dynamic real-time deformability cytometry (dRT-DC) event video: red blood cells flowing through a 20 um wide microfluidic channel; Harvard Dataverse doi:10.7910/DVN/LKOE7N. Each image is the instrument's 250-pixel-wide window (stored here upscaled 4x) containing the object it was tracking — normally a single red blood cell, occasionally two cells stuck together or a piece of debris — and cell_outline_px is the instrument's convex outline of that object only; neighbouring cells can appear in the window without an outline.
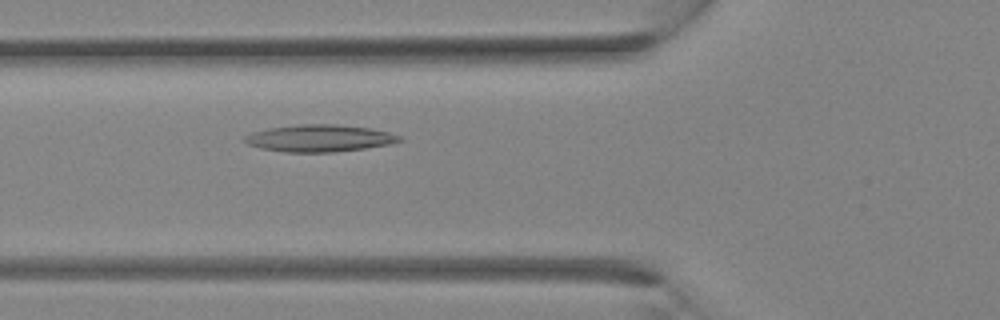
{"species": "Egyptian fruit bat (a non-hibernating species)", "species_latin": "Rousettus aegyptiacus", "temperature_condition": "room temperature", "stored_images_in_passage": 33, "camera_frame_rate_fps": 3000, "um_per_image_px": 0.085, "animal": {"sex": "female"}, "frame": {"image": 1, "passage_image": 12, "time_ms": 3.667, "image_size_px": [1000, 320], "cell_outline_px": [[404, 140], [388, 144], [364, 148], [332, 152], [284, 152], [260, 148], [248, 144], [244, 140], [244, 136], [252, 132], [268, 128], [300, 124], [336, 124], [372, 128], [388, 132], [400, 136]], "centroid_in_image_um": [27.14, 11.74], "position_along_channel_um": 98.7, "area_um2": 24.33}}
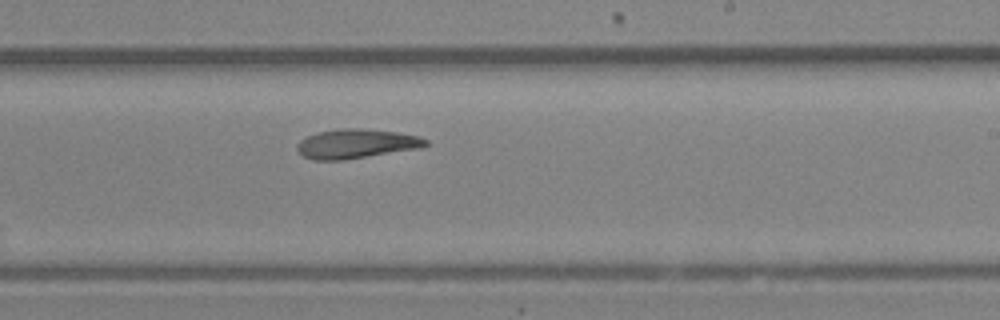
{"frame": {"image": 2, "passage_image": 20, "time_ms": 6.333, "image_size_px": [1000, 320], "cell_outline_px": [[428, 144], [420, 148], [344, 160], [312, 160], [304, 156], [296, 148], [296, 144], [300, 140], [308, 136], [320, 132], [340, 128], [360, 128], [396, 132], [420, 136], [428, 140]], "centroid_in_image_um": [30.29, 12.22], "position_along_channel_um": 258.7, "area_um2": 21.91}}
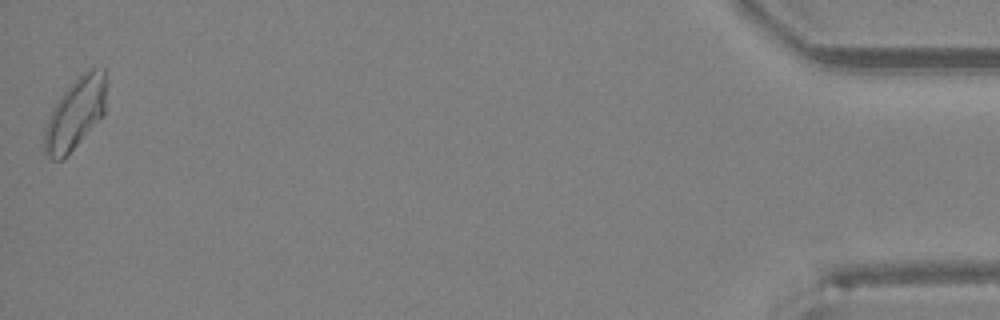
{"frame": {"image": 3, "passage_image": 33, "time_ms": 10.667, "image_size_px": [1000, 320], "cell_outline_px": [[108, 80], [104, 116], [64, 160], [52, 160], [44, 152], [44, 128], [52, 108], [60, 96], [84, 72], [92, 68], [104, 68]], "centroid_in_image_um": [6.44, 9.68], "position_along_channel_um": 428.8, "area_um2": 26.24}}